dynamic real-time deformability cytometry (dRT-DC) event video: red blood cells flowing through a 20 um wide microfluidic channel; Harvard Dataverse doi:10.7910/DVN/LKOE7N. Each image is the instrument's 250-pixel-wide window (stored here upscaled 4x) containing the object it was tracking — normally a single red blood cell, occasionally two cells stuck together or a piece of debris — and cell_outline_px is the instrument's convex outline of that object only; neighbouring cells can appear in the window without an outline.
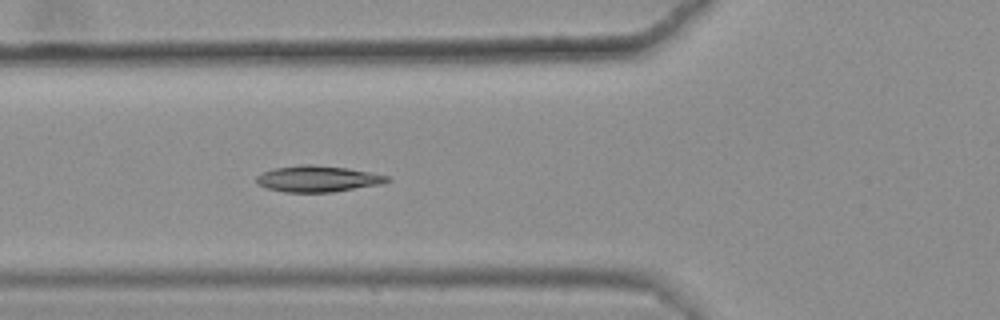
{"species": "common noctule bat (a hibernating species)", "species_latin": "Nyctalus noctula", "temperature_condition": "warm", "stored_images_in_passage": 48, "camera_frame_rate_fps": 3000, "um_per_image_px": 0.085, "animal": {"sex": "female", "body_mass_g": 25.1}, "frame": {"image": 1, "passage_image": 21, "time_ms": 6.667, "image_size_px": [1000, 320], "cell_outline_px": [[392, 180], [380, 184], [332, 192], [284, 192], [268, 188], [256, 184], [256, 176], [272, 168], [304, 164], [312, 164], [348, 168], [388, 176]], "centroid_in_image_um": [26.98, 15.19], "position_along_channel_um": 98.8, "area_um2": 19.88}, "authors_computed_cell_mechanics": {"area_um2": 19.4497, "velocity_mm_per_s": 3.6333, "shape_relaxation_time_tau1_ms": null, "shape_relaxation_time_tau2_ms": 2.0416, "deformation_change_tau1": null, "deformation_change_tau2": 0.0621}}